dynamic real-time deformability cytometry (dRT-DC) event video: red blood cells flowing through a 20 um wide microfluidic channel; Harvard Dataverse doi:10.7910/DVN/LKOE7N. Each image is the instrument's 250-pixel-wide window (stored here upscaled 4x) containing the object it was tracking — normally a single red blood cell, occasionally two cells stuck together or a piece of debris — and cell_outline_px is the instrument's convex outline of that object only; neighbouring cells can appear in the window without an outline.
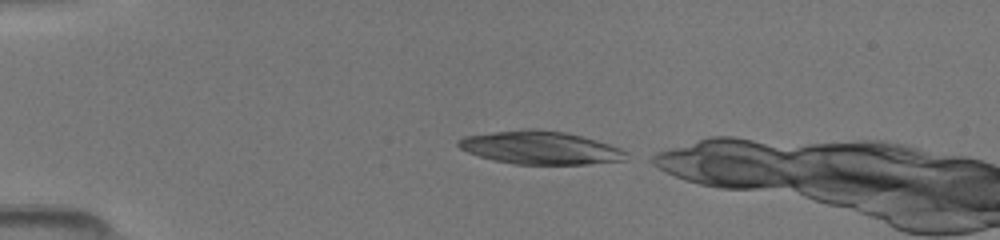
{"species": "common noctule bat (a hibernating species)", "species_latin": "Nyctalus noctula", "temperature_condition": "room temperature", "stored_images_in_passage": 6, "camera_frame_rate_fps": 3000, "um_per_image_px": 0.085, "animal": {"sex": "female", "body_mass_g": 19.5, "forearm_length_mm": 54.1}, "frame": {"image": 1, "passage_image": 1, "time_ms": 0.0, "image_size_px": [1000, 240], "cell_outline_px": [[628, 152], [624, 160], [588, 164], [516, 164], [492, 160], [468, 152], [460, 148], [456, 144], [456, 140], [464, 136], [524, 128], [536, 128], [564, 132], [596, 140], [620, 148]], "centroid_in_image_um": [45.89, 12.55], "position_along_channel_um": 39.1, "area_um2": 32.31}}